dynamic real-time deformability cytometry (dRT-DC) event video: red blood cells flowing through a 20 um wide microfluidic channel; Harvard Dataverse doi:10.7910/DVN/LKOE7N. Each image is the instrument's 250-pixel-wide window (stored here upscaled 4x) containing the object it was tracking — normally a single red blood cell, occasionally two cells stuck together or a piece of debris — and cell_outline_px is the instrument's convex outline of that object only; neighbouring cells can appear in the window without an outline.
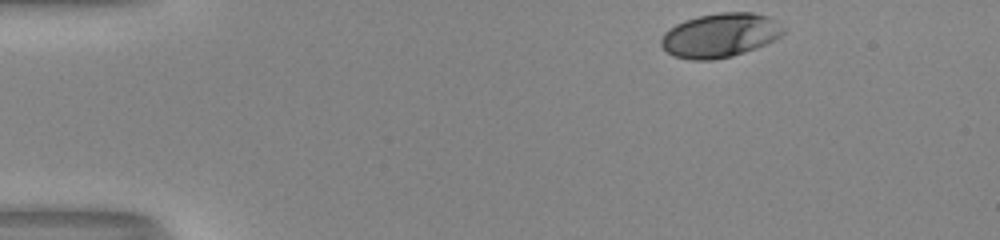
{"species": "human", "species_latin": "Homo sapiens", "temperature_condition": "room temperature", "stored_images_in_passage": 37, "camera_frame_rate_fps": 3000, "um_per_image_px": 0.085, "donor": {"sex": "male"}, "frame": {"image": 1, "passage_image": 1, "time_ms": 0.0, "image_size_px": [1000, 240], "cell_outline_px": [[784, 32], [780, 36], [756, 48], [732, 56], [712, 60], [692, 60], [676, 56], [668, 52], [660, 44], [660, 40], [664, 32], [668, 28], [684, 20], [700, 16], [720, 12], [752, 12], [768, 16], [784, 28]], "centroid_in_image_um": [61.18, 2.99], "position_along_channel_um": 23.8, "area_um2": 31.21}}
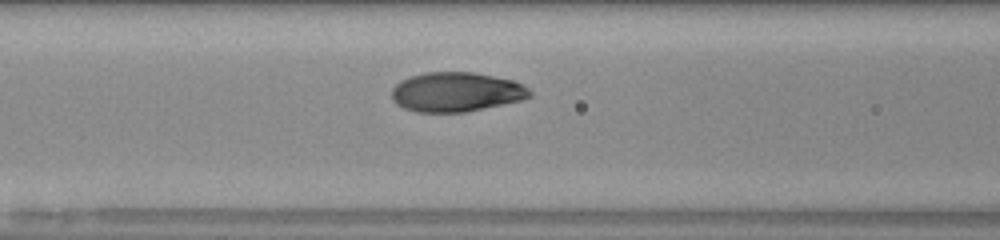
{"frame": {"image": 2, "passage_image": 16, "time_ms": 5.0, "image_size_px": [1000, 240], "cell_outline_px": [[532, 96], [520, 100], [464, 112], [416, 112], [404, 108], [396, 104], [392, 100], [392, 88], [400, 80], [408, 76], [424, 72], [476, 72], [512, 80], [524, 84], [532, 92]], "centroid_in_image_um": [38.75, 7.8], "position_along_channel_um": 127.8, "area_um2": 31.91}}
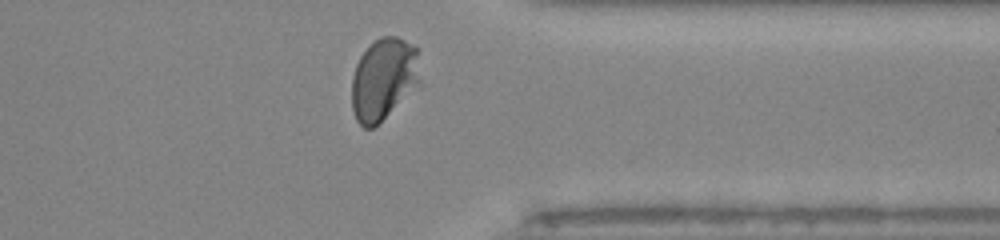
{"frame": {"image": 3, "passage_image": 35, "time_ms": 11.333, "image_size_px": [1000, 240], "cell_outline_px": [[420, 84], [372, 128], [364, 128], [356, 120], [352, 108], [352, 76], [356, 64], [360, 56], [376, 40], [384, 36], [396, 36], [404, 40], [416, 48], [420, 80]], "centroid_in_image_um": [32.59, 6.72], "position_along_channel_um": 378.8, "area_um2": 32.14}, "authors_computed_cell_mechanics": {"area_um2": 31.79, "velocity_mm_per_s": 4.0317, "shape_relaxation_time_tau1_ms": 2.8939, "shape_relaxation_time_tau2_ms": null, "deformation_change_tau1": 0.1848, "deformation_change_tau2": null}}